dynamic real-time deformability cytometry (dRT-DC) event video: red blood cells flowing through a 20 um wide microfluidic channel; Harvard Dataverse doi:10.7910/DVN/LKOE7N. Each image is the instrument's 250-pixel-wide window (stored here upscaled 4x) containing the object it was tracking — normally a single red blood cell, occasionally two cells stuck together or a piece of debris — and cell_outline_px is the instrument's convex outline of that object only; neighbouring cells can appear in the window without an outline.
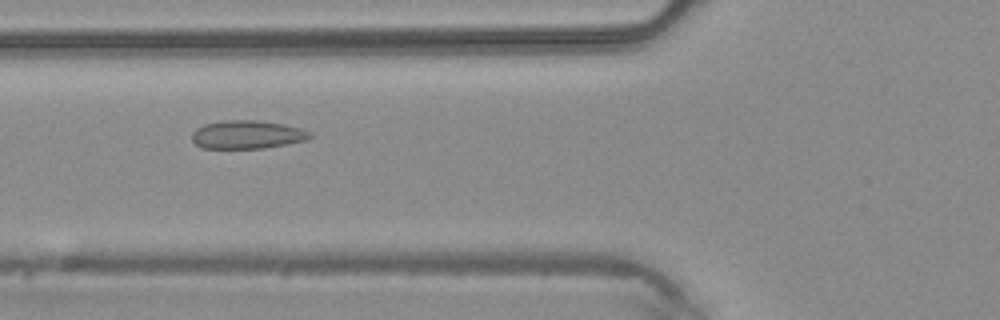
{"species": "common noctule bat (a hibernating species)", "species_latin": "Nyctalus noctula", "temperature_condition": "warm", "stored_images_in_passage": 46, "camera_frame_rate_fps": 3000, "um_per_image_px": 0.085, "animal": {"sex": "male", "body_mass_g": 20.4}, "frame": {"image": 1, "passage_image": 18, "time_ms": 5.667, "image_size_px": [1000, 320], "cell_outline_px": [[312, 136], [308, 140], [288, 144], [264, 148], [204, 148], [196, 144], [192, 140], [192, 132], [196, 128], [204, 124], [224, 120], [256, 120], [284, 124], [300, 128], [308, 132]], "centroid_in_image_um": [21.0, 11.44], "position_along_channel_um": 104.8, "area_um2": 19.48}}
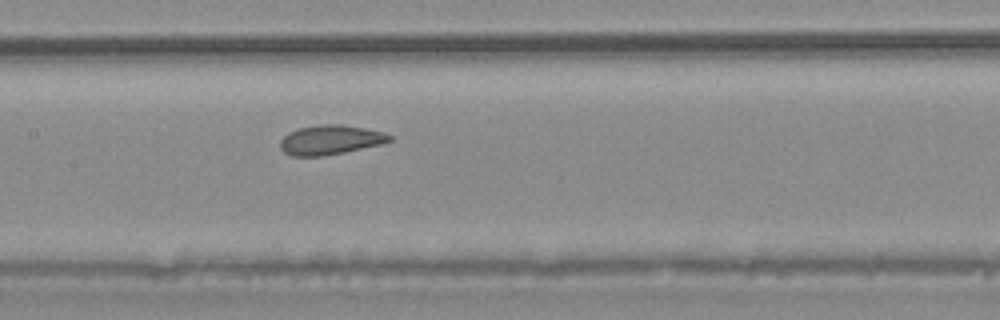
{"frame": {"image": 2, "passage_image": 23, "time_ms": 7.333, "image_size_px": [1000, 320], "cell_outline_px": [[392, 140], [384, 144], [324, 156], [292, 156], [284, 152], [280, 148], [280, 140], [288, 132], [300, 128], [324, 124], [336, 124], [364, 128], [384, 132], [392, 136]], "centroid_in_image_um": [28.09, 11.9], "position_along_channel_um": 179.3, "area_um2": 18.79}}
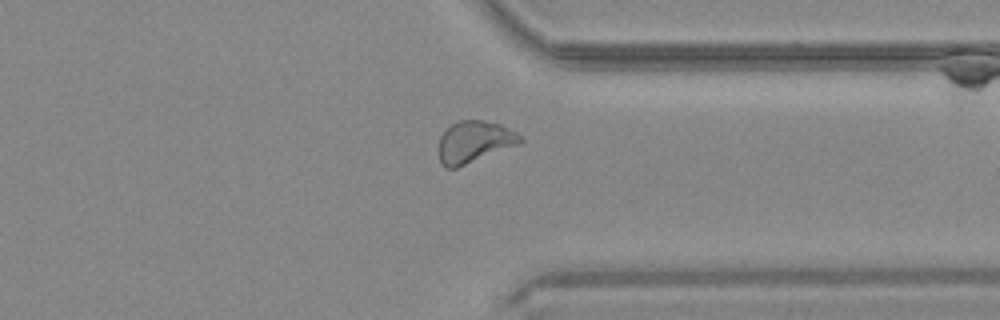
{"frame": {"image": 3, "passage_image": 36, "time_ms": 11.667, "image_size_px": [1000, 320], "cell_outline_px": [[524, 140], [520, 144], [456, 168], [448, 168], [440, 160], [440, 136], [456, 120], [484, 120], [500, 124], [516, 132]], "centroid_in_image_um": [40.35, 12.04], "position_along_channel_um": 371.1, "area_um2": 19.59}}